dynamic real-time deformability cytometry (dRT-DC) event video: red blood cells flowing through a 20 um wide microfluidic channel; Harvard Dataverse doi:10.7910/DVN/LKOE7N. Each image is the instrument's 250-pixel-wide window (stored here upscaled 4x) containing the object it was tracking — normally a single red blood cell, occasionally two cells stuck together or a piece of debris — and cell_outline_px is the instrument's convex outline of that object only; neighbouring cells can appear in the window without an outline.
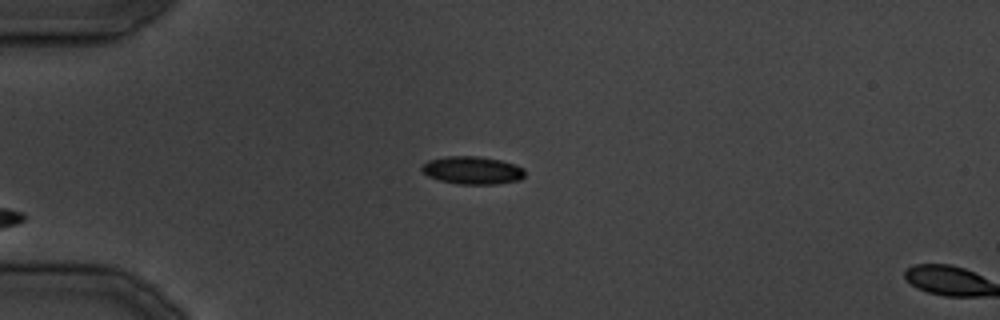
{"species": "common noctule bat (a hibernating species)", "species_latin": "Nyctalus noctula", "temperature_condition": "cold", "stored_images_in_passage": 3, "camera_frame_rate_fps": 3000, "um_per_image_px": 0.085, "animal": {"sex": "male", "body_mass_g": 19.5, "forearm_length_mm": 54.6}, "frame": {"image": 1, "passage_image": 2, "time_ms": 1.0, "image_size_px": [1000, 320], "cell_outline_px": [[524, 176], [520, 180], [496, 184], [456, 184], [440, 180], [428, 176], [420, 168], [428, 160], [444, 156], [476, 156], [500, 160], [524, 168]], "centroid_in_image_um": [40.14, 14.48], "position_along_channel_um": 44.9, "area_um2": 16.65}}